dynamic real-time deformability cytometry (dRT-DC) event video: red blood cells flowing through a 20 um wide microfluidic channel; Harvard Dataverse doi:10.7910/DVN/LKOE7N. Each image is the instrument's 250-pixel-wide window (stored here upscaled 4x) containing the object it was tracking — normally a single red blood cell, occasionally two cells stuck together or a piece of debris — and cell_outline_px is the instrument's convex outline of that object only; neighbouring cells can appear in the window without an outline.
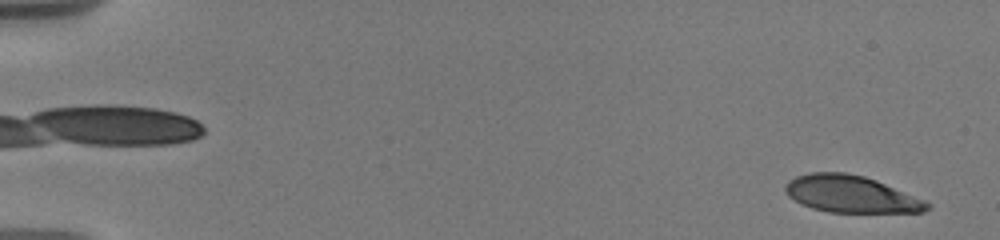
{"species": "human", "species_latin": "Homo sapiens", "temperature_condition": "warm", "stored_images_in_passage": 15, "camera_frame_rate_fps": 3000, "um_per_image_px": 0.085, "donor": {"sex": "male"}, "frame": {"image": 1, "passage_image": 2, "time_ms": 0.333, "image_size_px": [1000, 240], "cell_outline_px": [[932, 208], [924, 212], [828, 212], [812, 208], [800, 204], [788, 196], [784, 188], [784, 184], [788, 180], [796, 176], [808, 172], [844, 172], [864, 176], [876, 180], [928, 200], [932, 204]], "centroid_in_image_um": [72.36, 16.5], "position_along_channel_um": 12.6, "area_um2": 31.04}}
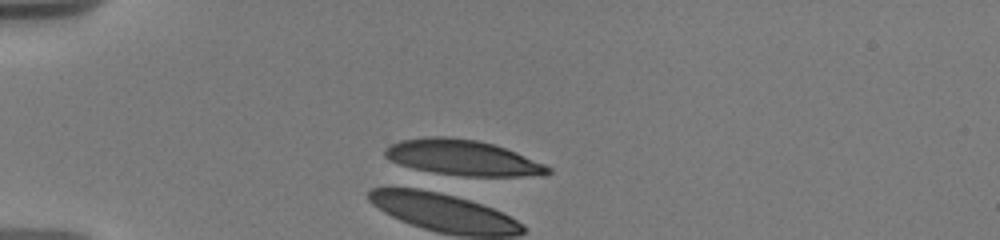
{"frame": {"image": 2, "passage_image": 15, "time_ms": 4.667, "image_size_px": [1000, 240], "cell_outline_px": [[552, 172], [544, 176], [464, 176], [420, 172], [400, 164], [384, 156], [384, 148], [400, 140], [428, 136], [448, 136], [476, 140], [492, 144], [516, 152], [544, 164], [552, 168]], "centroid_in_image_um": [39.3, 13.42], "position_along_channel_um": 45.7, "area_um2": 34.1}}